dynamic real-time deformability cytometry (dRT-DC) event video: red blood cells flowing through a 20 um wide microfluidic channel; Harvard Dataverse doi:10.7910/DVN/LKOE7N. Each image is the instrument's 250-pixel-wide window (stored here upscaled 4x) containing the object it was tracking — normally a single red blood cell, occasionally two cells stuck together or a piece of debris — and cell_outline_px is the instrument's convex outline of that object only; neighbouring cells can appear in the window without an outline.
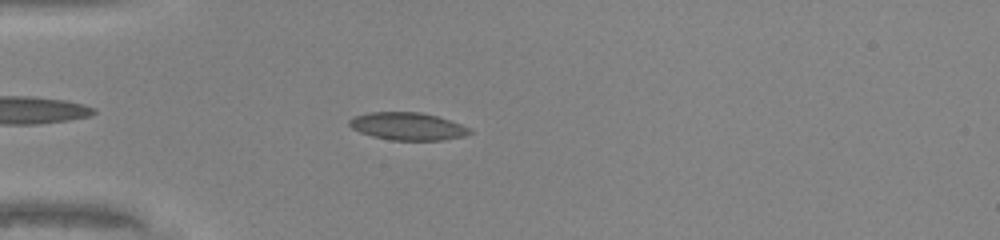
{"species": "common noctule bat (a hibernating species)", "species_latin": "Nyctalus noctula", "temperature_condition": "warm", "stored_images_in_passage": 39, "camera_frame_rate_fps": 3000, "um_per_image_px": 0.085, "animal": {"sex": "male", "body_mass_g": 20.0, "forearm_length_mm": 53.3}, "frame": {"image": 1, "passage_image": 5, "time_ms": 1.333, "image_size_px": [1000, 240], "cell_outline_px": [[472, 132], [464, 136], [440, 140], [392, 140], [372, 136], [360, 132], [352, 128], [348, 124], [348, 120], [356, 116], [372, 112], [420, 112], [436, 116], [460, 124], [468, 128]], "centroid_in_image_um": [34.62, 10.74], "position_along_channel_um": 50.4, "area_um2": 19.07}}
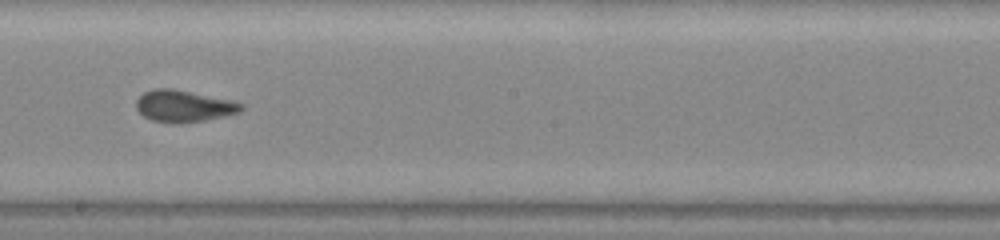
{"frame": {"image": 2, "passage_image": 19, "time_ms": 6.0, "image_size_px": [1000, 240], "cell_outline_px": [[244, 108], [240, 112], [224, 116], [204, 120], [180, 124], [172, 124], [152, 120], [144, 116], [136, 108], [136, 100], [144, 92], [152, 88], [172, 88], [228, 100], [244, 104]], "centroid_in_image_um": [15.58, 9.03], "position_along_channel_um": 232.6, "area_um2": 19.36}}
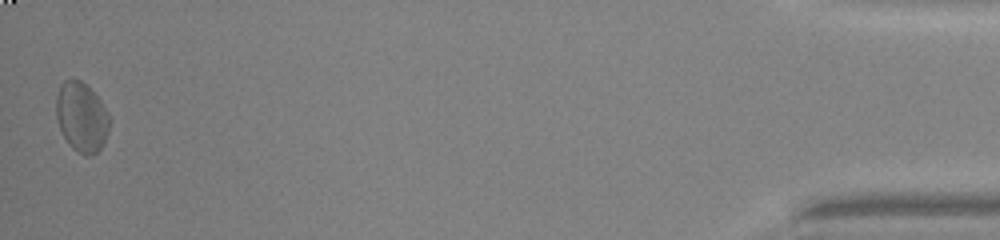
{"frame": {"image": 3, "passage_image": 39, "time_ms": 12.667, "image_size_px": [1000, 240], "cell_outline_px": [[112, 120], [108, 132], [100, 148], [92, 156], [84, 156], [72, 148], [64, 136], [60, 128], [56, 116], [56, 96], [60, 84], [64, 80], [72, 76], [80, 80], [100, 100], [112, 116]], "centroid_in_image_um": [6.95, 9.93], "position_along_channel_um": 428.3, "area_um2": 21.91}, "authors_computed_cell_mechanics": {"area_um2": 19.363, "velocity_mm_per_s": 4.2529, "shape_relaxation_time_tau1_ms": 7.0264, "shape_relaxation_time_tau2_ms": 1.4153, "deformation_change_tau1": 0.146, "deformation_change_tau2": 0.0728}}